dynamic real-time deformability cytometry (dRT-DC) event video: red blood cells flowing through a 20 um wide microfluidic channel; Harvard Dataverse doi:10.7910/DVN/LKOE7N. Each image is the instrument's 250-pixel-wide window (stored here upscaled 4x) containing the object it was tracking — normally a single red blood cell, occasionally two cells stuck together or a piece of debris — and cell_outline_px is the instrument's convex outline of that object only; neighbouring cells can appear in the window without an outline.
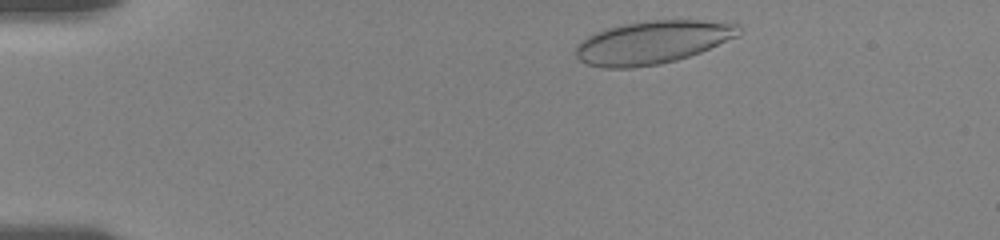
{"species": "human", "species_latin": "Homo sapiens", "temperature_condition": "room temperature", "stored_images_in_passage": 49, "camera_frame_rate_fps": 3000, "um_per_image_px": 0.085, "donor": {"sex": "female"}, "frame": {"image": 1, "passage_image": 3, "time_ms": 0.667, "image_size_px": [1000, 240], "cell_outline_px": [[740, 36], [700, 52], [676, 60], [660, 64], [632, 68], [604, 68], [588, 64], [580, 60], [576, 56], [576, 44], [580, 40], [604, 28], [620, 24], [644, 20], [700, 20], [740, 24]], "centroid_in_image_um": [55.45, 3.59], "position_along_channel_um": 29.6, "area_um2": 41.21}}
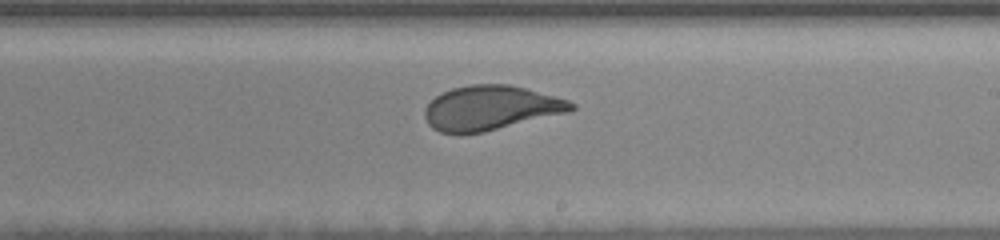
{"frame": {"image": 2, "passage_image": 27, "time_ms": 8.667, "image_size_px": [1000, 240], "cell_outline_px": [[576, 108], [572, 112], [484, 132], [460, 136], [440, 132], [432, 128], [428, 124], [424, 116], [424, 108], [436, 96], [452, 88], [472, 84], [508, 84], [524, 88], [568, 100], [576, 104]], "centroid_in_image_um": [41.7, 9.21], "position_along_channel_um": 247.3, "area_um2": 38.49}}
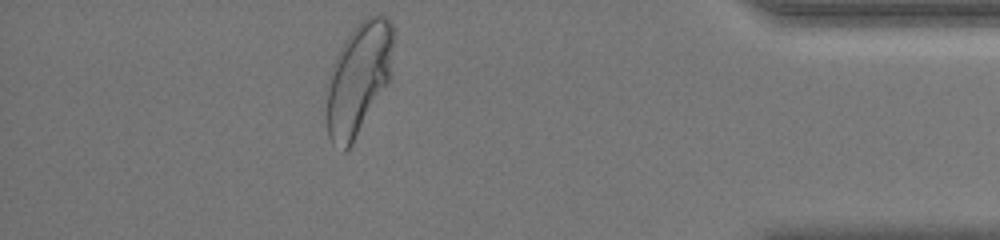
{"frame": {"image": 3, "passage_image": 43, "time_ms": 14.0, "image_size_px": [1000, 240], "cell_outline_px": [[392, 80], [352, 144], [344, 152], [332, 144], [328, 136], [328, 88], [332, 64], [344, 40], [360, 20], [364, 16], [384, 16], [392, 24]], "centroid_in_image_um": [30.51, 6.69], "position_along_channel_um": 404.7, "area_um2": 43.64}, "authors_computed_cell_mechanics": {"area_um2": 40.5756, "velocity_mm_per_s": 3.6105, "shape_relaxation_time_tau1_ms": 5.8823, "shape_relaxation_time_tau2_ms": null, "deformation_change_tau1": 0.171, "deformation_change_tau2": null}}